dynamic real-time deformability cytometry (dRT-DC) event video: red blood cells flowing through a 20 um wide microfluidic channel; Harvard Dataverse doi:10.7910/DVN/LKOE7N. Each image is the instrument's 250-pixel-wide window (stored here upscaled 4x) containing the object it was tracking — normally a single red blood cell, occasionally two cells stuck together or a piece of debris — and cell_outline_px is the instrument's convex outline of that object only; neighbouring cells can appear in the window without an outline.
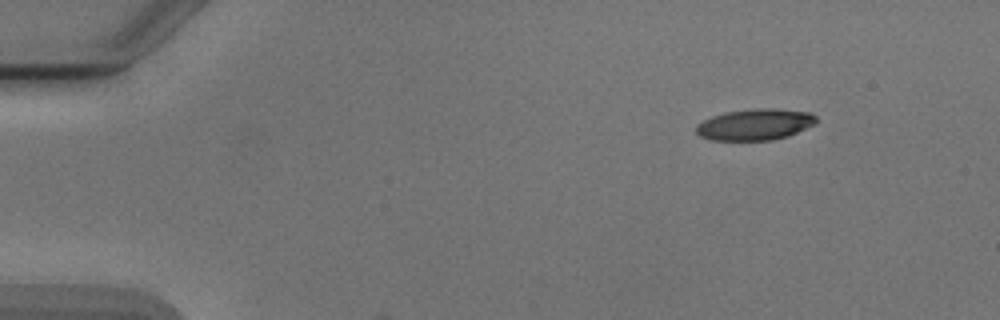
{"species": "Egyptian fruit bat (a non-hibernating species)", "species_latin": "Rousettus aegyptiacus", "temperature_condition": "cold", "stored_images_in_passage": 6, "camera_frame_rate_fps": 3000, "um_per_image_px": 0.085, "animal": {"sex": "male"}, "frame": {"image": 1, "passage_image": 1, "time_ms": 0.0, "image_size_px": [1000, 320], "cell_outline_px": [[820, 120], [816, 124], [788, 136], [772, 140], [712, 140], [700, 136], [696, 132], [696, 124], [712, 116], [724, 112], [756, 108], [776, 108], [812, 112]], "centroid_in_image_um": [64.23, 10.57], "position_along_channel_um": 20.8, "area_um2": 22.2}}
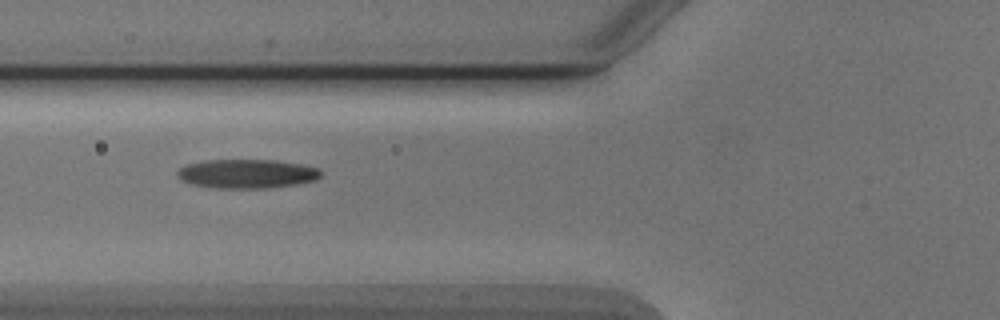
{"frame": {"image": 2, "passage_image": 5, "time_ms": 4.667, "image_size_px": [1000, 320], "cell_outline_px": [[320, 176], [316, 180], [296, 184], [264, 188], [216, 188], [192, 184], [180, 180], [176, 176], [176, 172], [180, 168], [188, 164], [204, 160], [276, 160], [300, 164], [320, 168]], "centroid_in_image_um": [20.96, 14.76], "position_along_channel_um": 104.8, "area_um2": 24.28}}
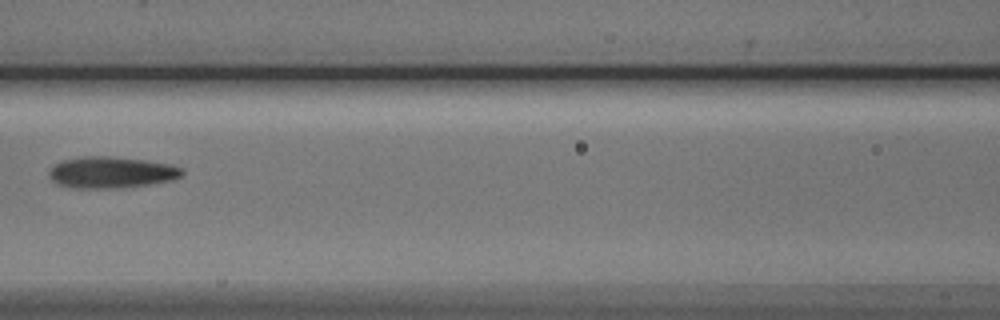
{"frame": {"image": 3, "passage_image": 6, "time_ms": 6.0, "image_size_px": [1000, 320], "cell_outline_px": [[184, 172], [180, 176], [168, 180], [148, 184], [112, 188], [72, 188], [56, 184], [48, 176], [48, 172], [56, 164], [64, 160], [80, 156], [108, 156], [140, 160], [168, 164], [184, 168]], "centroid_in_image_um": [9.39, 14.65], "position_along_channel_um": 157.2, "area_um2": 23.99}}